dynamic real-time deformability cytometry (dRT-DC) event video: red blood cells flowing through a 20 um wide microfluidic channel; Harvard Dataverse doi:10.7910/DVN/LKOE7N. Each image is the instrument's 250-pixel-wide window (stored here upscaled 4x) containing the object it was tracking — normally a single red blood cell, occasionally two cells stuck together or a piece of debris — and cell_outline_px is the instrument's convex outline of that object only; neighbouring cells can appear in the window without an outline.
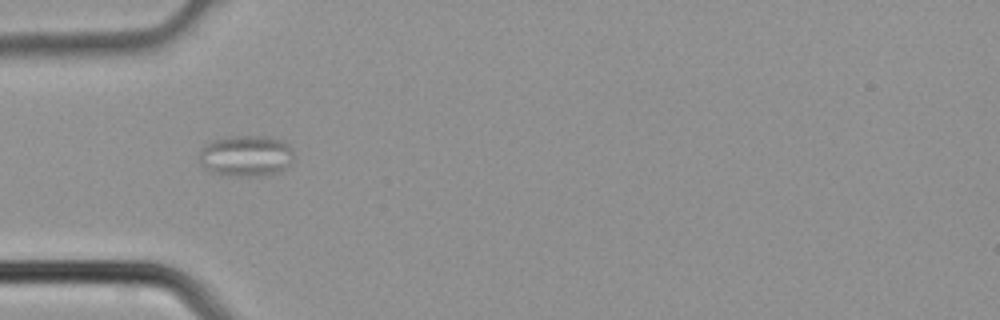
{"species": "common noctule bat (a hibernating species)", "species_latin": "Nyctalus noctula", "temperature_condition": "cold", "stored_images_in_passage": 3, "camera_frame_rate_fps": 3000, "um_per_image_px": 0.085, "animal": {"sex": "male", "body_mass_g": 21.5, "forearm_length_mm": 52.0}, "frame": {"image": 1, "passage_image": 2, "time_ms": 0.333, "image_size_px": [1000, 320], "cell_outline_px": [[296, 156], [280, 172], [256, 176], [236, 176], [208, 172], [204, 168], [200, 160], [200, 152], [212, 140], [228, 136], [268, 136], [284, 140], [292, 148]], "centroid_in_image_um": [20.96, 13.24], "position_along_channel_um": 64.0, "area_um2": 22.83}}
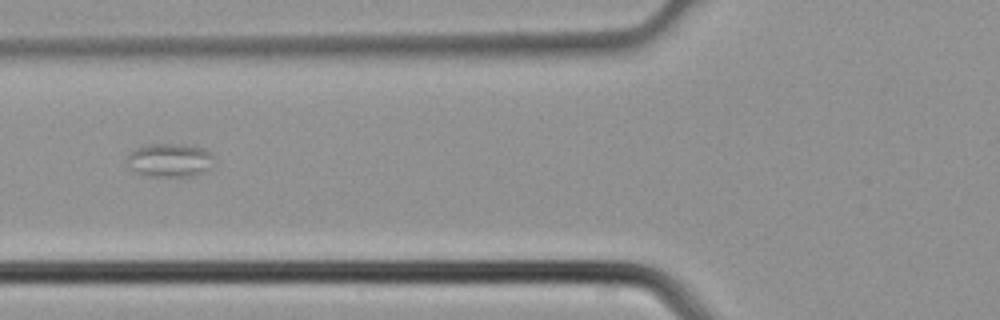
{"frame": {"image": 2, "passage_image": 3, "time_ms": 0.667, "image_size_px": [1000, 320], "cell_outline_px": [[212, 156], [208, 168], [204, 172], [188, 176], [144, 176], [124, 164], [128, 156], [136, 148], [148, 144], [184, 144], [204, 148], [212, 152]], "centroid_in_image_um": [14.38, 13.6], "position_along_channel_um": 111.4, "area_um2": 16.94}}